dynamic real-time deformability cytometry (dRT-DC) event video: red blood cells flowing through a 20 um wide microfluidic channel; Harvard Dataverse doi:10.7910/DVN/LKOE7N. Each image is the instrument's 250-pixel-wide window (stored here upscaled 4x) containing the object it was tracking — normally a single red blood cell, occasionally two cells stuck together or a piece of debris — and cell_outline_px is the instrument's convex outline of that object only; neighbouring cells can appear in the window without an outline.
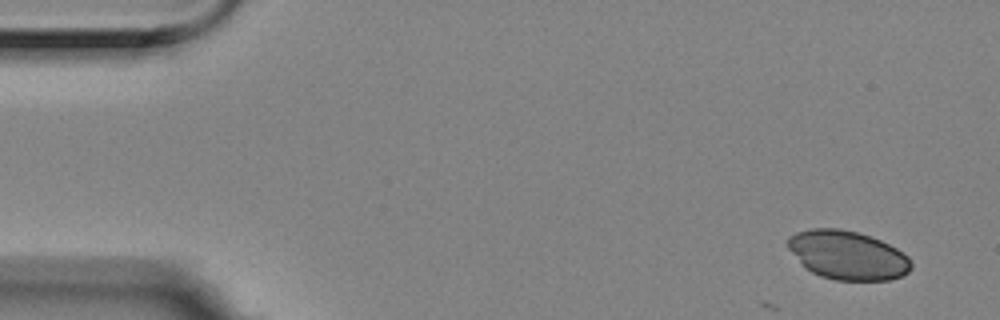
{"species": "Egyptian fruit bat (a non-hibernating species)", "species_latin": "Rousettus aegyptiacus", "temperature_condition": "room temperature", "stored_images_in_passage": 9, "camera_frame_rate_fps": 3000, "um_per_image_px": 0.085, "animal": {"sex": "female"}, "frame": {"image": 1, "passage_image": 1, "time_ms": 0.0, "image_size_px": [1000, 320], "cell_outline_px": [[912, 268], [908, 272], [900, 276], [888, 280], [836, 280], [820, 276], [812, 272], [788, 248], [788, 236], [796, 232], [812, 228], [840, 228], [856, 232], [880, 240], [896, 248], [908, 256], [912, 264]], "centroid_in_image_um": [72.06, 21.68], "position_along_channel_um": 12.9, "area_um2": 34.68}}